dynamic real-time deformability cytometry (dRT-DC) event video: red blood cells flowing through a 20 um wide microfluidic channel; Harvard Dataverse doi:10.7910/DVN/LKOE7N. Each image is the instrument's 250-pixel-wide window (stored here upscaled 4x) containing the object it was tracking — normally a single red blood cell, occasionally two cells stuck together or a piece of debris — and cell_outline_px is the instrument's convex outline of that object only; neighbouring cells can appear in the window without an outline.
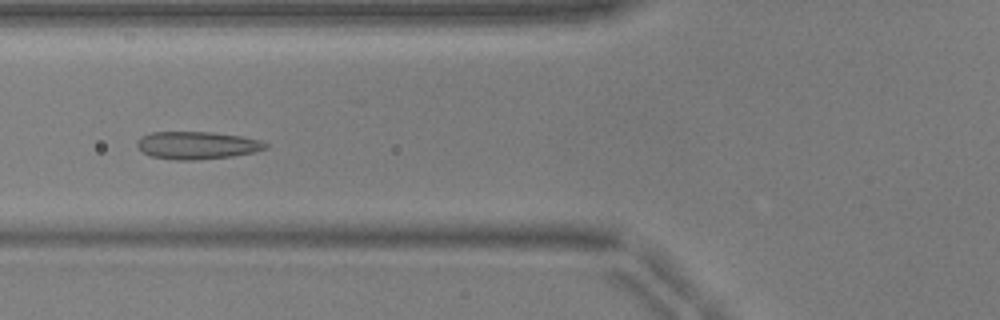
{"species": "common noctule bat (a hibernating species)", "species_latin": "Nyctalus noctula", "temperature_condition": "warm", "stored_images_in_passage": 51, "camera_frame_rate_fps": 3000, "um_per_image_px": 0.085, "animal": {"sex": "male", "body_mass_g": 17.9, "forearm_length_mm": 54.2}, "frame": {"image": 1, "passage_image": 20, "time_ms": 6.333, "image_size_px": [1000, 320], "cell_outline_px": [[268, 148], [252, 152], [232, 156], [196, 160], [176, 160], [152, 156], [144, 152], [136, 144], [140, 136], [152, 132], [212, 132], [240, 136], [260, 140], [268, 144]], "centroid_in_image_um": [16.75, 12.34], "position_along_channel_um": 109.0, "area_um2": 20.52}}
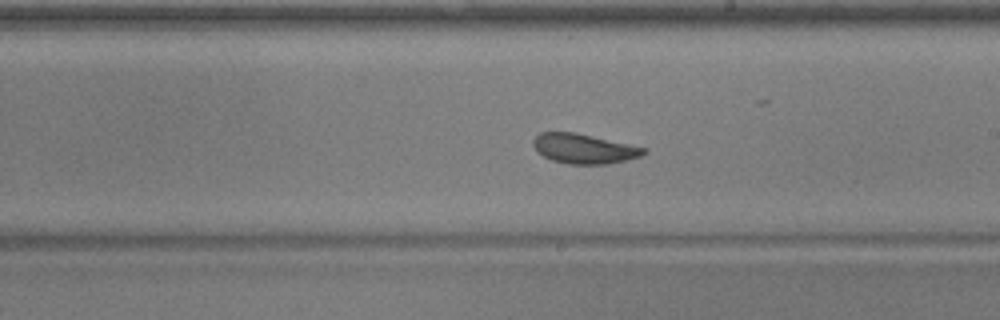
{"frame": {"image": 2, "passage_image": 30, "time_ms": 9.667, "image_size_px": [1000, 320], "cell_outline_px": [[648, 152], [640, 156], [608, 164], [568, 164], [552, 160], [536, 152], [532, 144], [532, 140], [540, 132], [576, 132], [648, 148]], "centroid_in_image_um": [49.63, 12.63], "position_along_channel_um": 239.4, "area_um2": 19.31}}
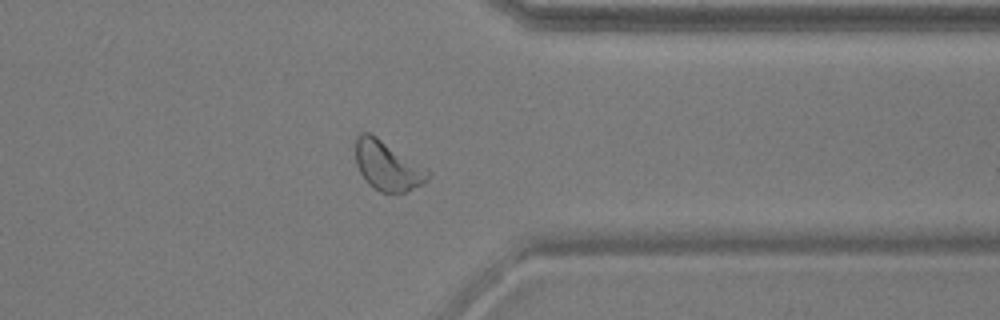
{"frame": {"image": 3, "passage_image": 41, "time_ms": 13.333, "image_size_px": [1000, 320], "cell_outline_px": [[432, 172], [428, 180], [424, 184], [404, 192], [380, 192], [368, 184], [360, 172], [356, 164], [356, 136], [360, 132], [368, 132], [376, 136]], "centroid_in_image_um": [32.94, 14.09], "position_along_channel_um": 378.5, "area_um2": 20.69}, "authors_computed_cell_mechanics": {"area_um2": 20.808, "velocity_mm_per_s": 3.9082, "shape_relaxation_time_tau1_ms": 3.3799, "shape_relaxation_time_tau2_ms": 0.739, "deformation_change_tau1": 0.0937, "deformation_change_tau2": 0.0576}}